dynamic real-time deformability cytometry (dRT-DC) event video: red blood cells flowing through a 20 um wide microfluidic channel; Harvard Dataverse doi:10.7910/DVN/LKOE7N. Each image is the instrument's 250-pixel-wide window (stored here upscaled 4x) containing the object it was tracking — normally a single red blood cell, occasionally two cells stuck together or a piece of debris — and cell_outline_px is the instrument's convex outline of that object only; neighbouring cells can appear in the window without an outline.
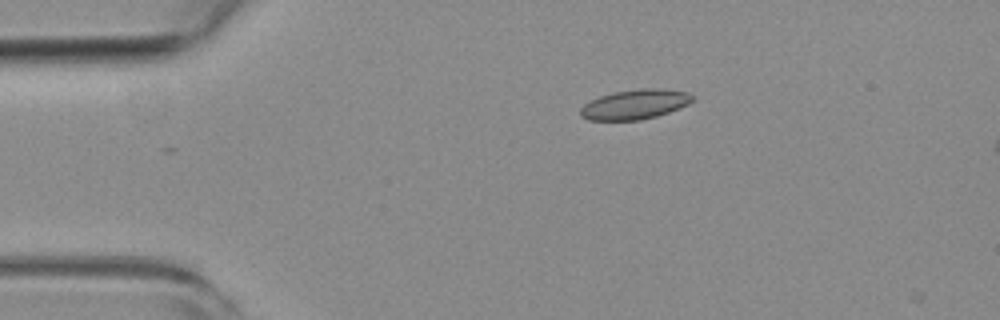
{"species": "common noctule bat (a hibernating species)", "species_latin": "Nyctalus noctula", "temperature_condition": "room temperature", "stored_images_in_passage": 2, "camera_frame_rate_fps": 3000, "um_per_image_px": 0.085, "animal": {"sex": "female", "body_mass_g": 19.3, "forearm_length_mm": 54.1}, "frame": {"image": 1, "passage_image": 1, "time_ms": 0.0, "image_size_px": [1000, 320], "cell_outline_px": [[692, 100], [688, 104], [668, 112], [656, 116], [640, 120], [588, 120], [580, 116], [580, 108], [584, 104], [600, 96], [612, 92], [640, 88], [660, 88], [688, 92], [692, 96]], "centroid_in_image_um": [53.94, 8.86], "position_along_channel_um": 31.1, "area_um2": 19.36}}